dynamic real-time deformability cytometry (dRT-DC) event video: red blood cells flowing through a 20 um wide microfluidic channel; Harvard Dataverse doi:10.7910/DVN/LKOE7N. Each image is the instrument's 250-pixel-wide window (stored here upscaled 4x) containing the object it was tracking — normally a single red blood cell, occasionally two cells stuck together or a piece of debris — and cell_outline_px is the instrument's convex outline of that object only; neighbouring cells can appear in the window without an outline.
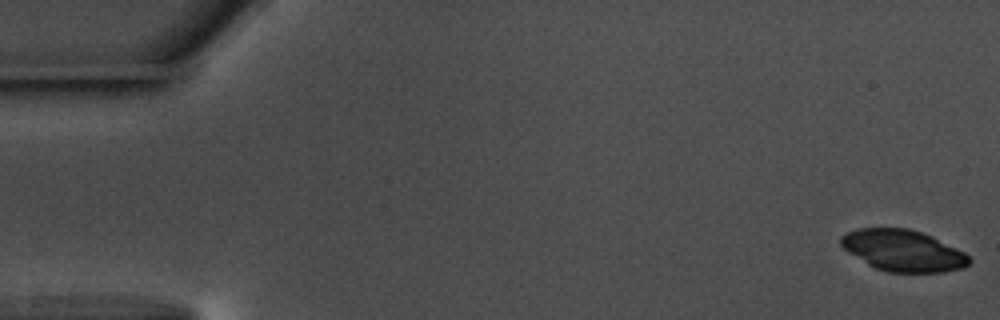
{"species": "common noctule bat (a hibernating species)", "species_latin": "Nyctalus noctula", "temperature_condition": "warm", "stored_images_in_passage": 56, "camera_frame_rate_fps": 3000, "um_per_image_px": 0.085, "animal": {"sex": "male", "body_mass_g": 17.5, "forearm_length_mm": 52.3}, "frame": {"image": 1, "passage_image": 1, "time_ms": 0.0, "image_size_px": [1000, 320], "cell_outline_px": [[972, 260], [964, 268], [944, 272], [888, 272], [876, 268], [868, 264], [848, 252], [840, 244], [840, 236], [856, 228], [908, 228], [932, 236], [964, 252]], "centroid_in_image_um": [76.76, 21.3], "position_along_channel_um": 8.2, "area_um2": 30.81}}